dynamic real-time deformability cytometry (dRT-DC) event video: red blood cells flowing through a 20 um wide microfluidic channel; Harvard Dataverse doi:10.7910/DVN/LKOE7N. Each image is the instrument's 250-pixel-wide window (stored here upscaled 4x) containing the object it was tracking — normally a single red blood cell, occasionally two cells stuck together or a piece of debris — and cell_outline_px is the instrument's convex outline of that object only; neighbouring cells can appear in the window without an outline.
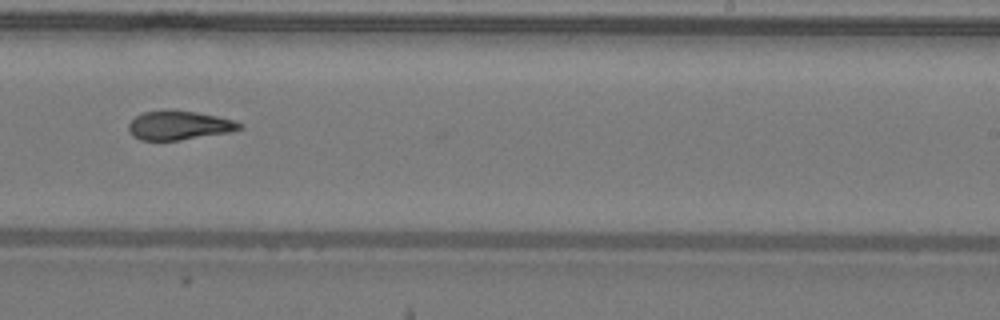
{"species": "common noctule bat (a hibernating species)", "species_latin": "Nyctalus noctula", "temperature_condition": "warm", "stored_images_in_passage": 36, "camera_frame_rate_fps": 3000, "um_per_image_px": 0.085, "animal": {"sex": "male", "body_mass_g": 19.2, "forearm_length_mm": 51.8}, "frame": {"image": 1, "passage_image": 30, "time_ms": 9.667, "image_size_px": [1000, 320], "cell_outline_px": [[244, 128], [228, 132], [180, 140], [140, 140], [132, 136], [128, 128], [128, 124], [136, 116], [144, 112], [196, 112], [216, 116], [232, 120], [244, 124]], "centroid_in_image_um": [15.23, 10.69], "position_along_channel_um": 273.8, "area_um2": 18.15}}